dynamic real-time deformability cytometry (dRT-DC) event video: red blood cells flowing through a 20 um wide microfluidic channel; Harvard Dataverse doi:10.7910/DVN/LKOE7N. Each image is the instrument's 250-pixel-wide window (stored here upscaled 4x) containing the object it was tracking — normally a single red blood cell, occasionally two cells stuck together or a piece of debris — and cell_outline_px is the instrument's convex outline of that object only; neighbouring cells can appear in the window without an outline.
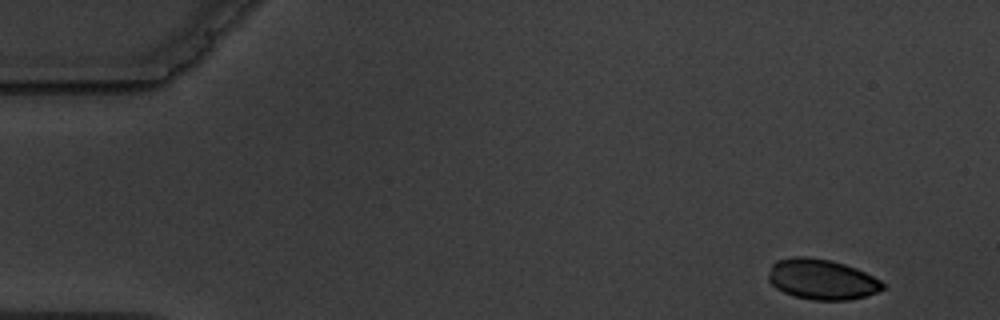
{"species": "common noctule bat (a hibernating species)", "species_latin": "Nyctalus noctula", "temperature_condition": "warm", "stored_images_in_passage": 9, "camera_frame_rate_fps": 3000, "um_per_image_px": 0.085, "animal": {"sex": "male", "body_mass_g": 19.5, "forearm_length_mm": 54.6}, "frame": {"image": 1, "passage_image": 1, "time_ms": 0.0, "image_size_px": [1000, 320], "cell_outline_px": [[884, 288], [876, 292], [864, 296], [848, 300], [812, 300], [796, 296], [784, 292], [776, 288], [768, 280], [768, 276], [772, 264], [776, 260], [792, 256], [808, 256], [832, 260], [856, 268], [880, 280], [884, 284]], "centroid_in_image_um": [69.82, 23.73], "position_along_channel_um": 15.2, "area_um2": 26.88}}
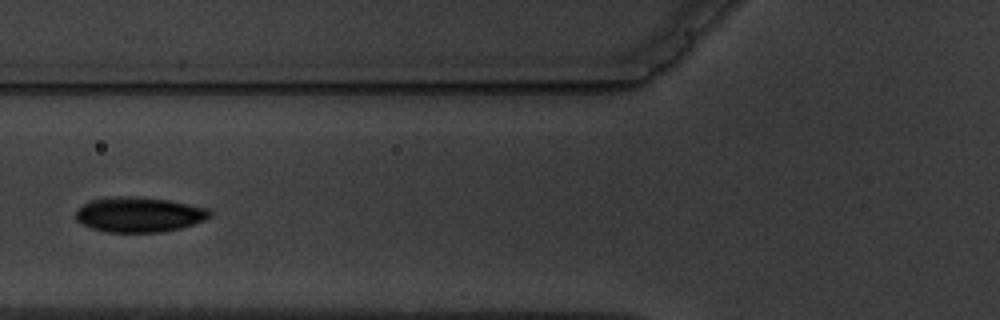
{"frame": {"image": 2, "passage_image": 6, "time_ms": 6.0, "image_size_px": [1000, 320], "cell_outline_px": [[212, 216], [204, 220], [180, 228], [164, 232], [108, 232], [92, 228], [76, 220], [76, 212], [88, 200], [112, 196], [136, 196], [168, 200], [212, 208]], "centroid_in_image_um": [11.86, 18.22], "position_along_channel_um": 113.9, "area_um2": 27.57}}
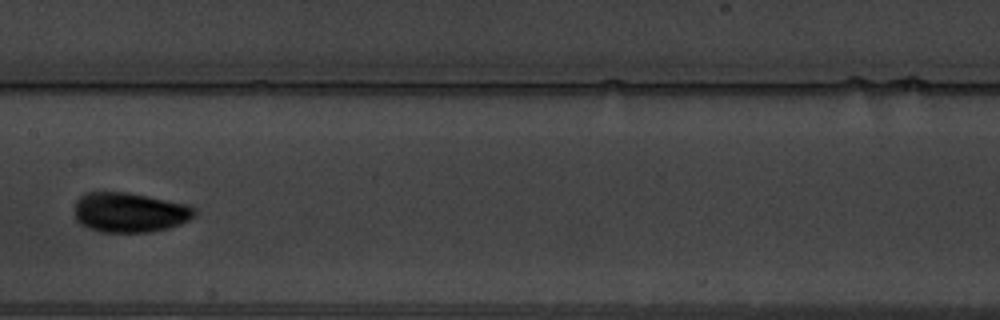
{"frame": {"image": 3, "passage_image": 8, "time_ms": 8.333, "image_size_px": [1000, 320], "cell_outline_px": [[196, 212], [188, 220], [180, 224], [168, 228], [148, 232], [100, 232], [88, 228], [80, 224], [76, 220], [76, 200], [84, 192], [128, 192], [188, 204], [196, 208]], "centroid_in_image_um": [11.01, 18.05], "position_along_channel_um": 196.4, "area_um2": 27.92}}